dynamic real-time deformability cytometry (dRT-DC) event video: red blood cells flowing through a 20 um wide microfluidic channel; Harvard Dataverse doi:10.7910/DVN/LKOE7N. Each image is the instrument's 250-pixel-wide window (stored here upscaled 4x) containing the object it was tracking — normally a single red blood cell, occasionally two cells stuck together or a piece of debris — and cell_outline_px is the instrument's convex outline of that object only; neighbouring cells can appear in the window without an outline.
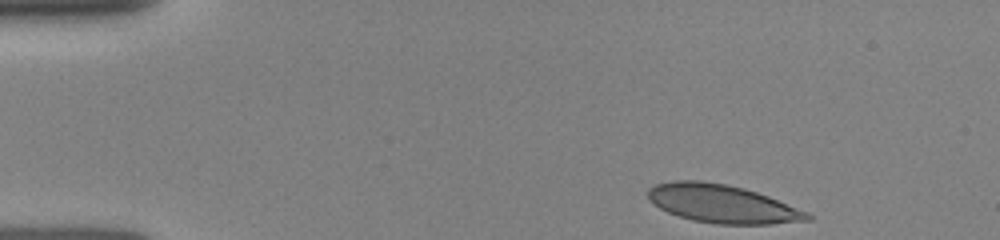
{"species": "human", "species_latin": "Homo sapiens", "temperature_condition": "room temperature", "stored_images_in_passage": 23, "camera_frame_rate_fps": 3000, "um_per_image_px": 0.085, "donor": {"sex": "female"}, "frame": {"image": 1, "passage_image": 1, "time_ms": 0.0, "image_size_px": [1000, 240], "cell_outline_px": [[812, 220], [772, 224], [716, 224], [692, 220], [668, 212], [660, 208], [648, 200], [648, 188], [656, 184], [676, 180], [700, 180], [724, 184], [744, 188], [768, 196], [808, 212], [812, 216]], "centroid_in_image_um": [61.38, 17.32], "position_along_channel_um": 23.6, "area_um2": 35.43}}
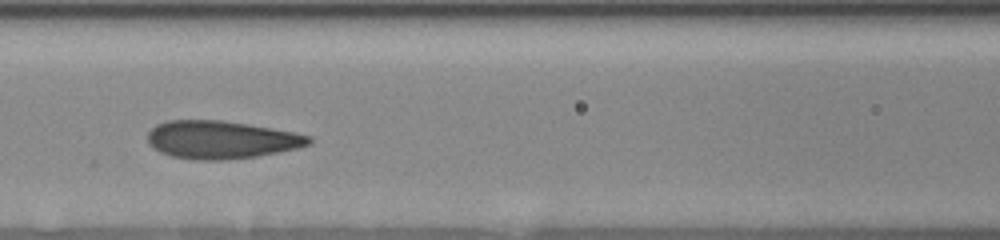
{"frame": {"image": 2, "passage_image": 14, "time_ms": 5.0, "image_size_px": [1000, 240], "cell_outline_px": [[312, 140], [308, 144], [296, 148], [256, 156], [224, 160], [196, 160], [172, 156], [160, 152], [152, 148], [148, 144], [148, 132], [156, 124], [168, 120], [224, 120], [296, 132], [312, 136]], "centroid_in_image_um": [18.77, 11.87], "position_along_channel_um": 147.8, "area_um2": 35.66}}
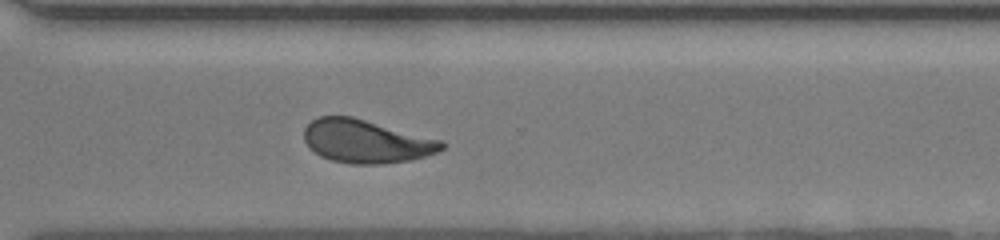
{"frame": {"image": 3, "passage_image": 23, "time_ms": 9.667, "image_size_px": [1000, 240], "cell_outline_px": [[448, 144], [444, 148], [436, 152], [424, 156], [408, 160], [380, 164], [352, 164], [332, 160], [320, 156], [308, 148], [304, 140], [304, 128], [312, 120], [320, 116], [352, 116], [444, 140]], "centroid_in_image_um": [31.13, 12.0], "position_along_channel_um": 339.5, "area_um2": 34.91}}